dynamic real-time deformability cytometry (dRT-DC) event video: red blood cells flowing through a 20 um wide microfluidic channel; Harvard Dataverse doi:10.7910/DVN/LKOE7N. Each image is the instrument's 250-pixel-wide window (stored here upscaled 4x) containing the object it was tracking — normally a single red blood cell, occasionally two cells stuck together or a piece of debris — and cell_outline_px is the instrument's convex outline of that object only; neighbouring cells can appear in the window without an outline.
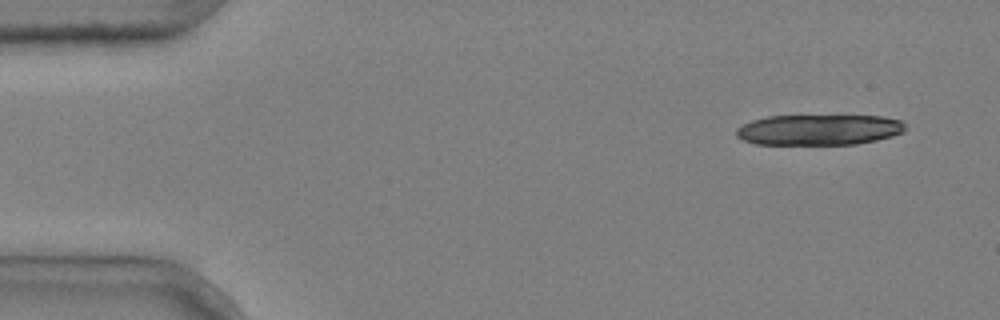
{"species": "common noctule bat (a hibernating species)", "species_latin": "Nyctalus noctula", "temperature_condition": "cold", "stored_images_in_passage": 5, "camera_frame_rate_fps": 3000, "um_per_image_px": 0.085, "animal": {"sex": "male", "body_mass_g": 20.4}, "frame": {"image": 1, "passage_image": 1, "time_ms": 0.0, "image_size_px": [1000, 320], "cell_outline_px": [[904, 132], [892, 136], [876, 140], [856, 144], [756, 144], [744, 140], [736, 136], [736, 128], [752, 120], [768, 116], [884, 116], [900, 120], [904, 124]], "centroid_in_image_um": [69.61, 11.03], "position_along_channel_um": 15.4, "area_um2": 30.06}}